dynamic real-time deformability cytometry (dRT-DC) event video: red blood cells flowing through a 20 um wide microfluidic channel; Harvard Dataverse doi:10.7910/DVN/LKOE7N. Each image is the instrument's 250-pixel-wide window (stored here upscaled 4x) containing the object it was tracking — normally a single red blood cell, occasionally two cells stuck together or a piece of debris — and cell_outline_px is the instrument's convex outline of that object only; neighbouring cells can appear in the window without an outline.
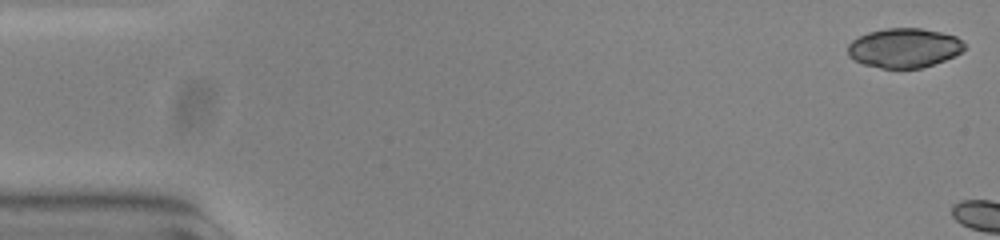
{"species": "common noctule bat (a hibernating species)", "species_latin": "Nyctalus noctula", "temperature_condition": "warm", "stored_images_in_passage": 4, "camera_frame_rate_fps": 3000, "um_per_image_px": 0.085, "animal": {"sex": "female", "body_mass_g": 23.0, "forearm_length_mm": 53.4}, "frame": {"image": 1, "passage_image": 1, "time_ms": 0.0, "image_size_px": [1000, 240], "cell_outline_px": [[964, 48], [960, 52], [944, 60], [920, 68], [880, 68], [864, 64], [848, 56], [848, 44], [852, 40], [868, 32], [884, 28], [920, 28], [940, 32], [956, 36], [964, 44]], "centroid_in_image_um": [76.82, 4.06], "position_along_channel_um": 8.2, "area_um2": 26.53}}